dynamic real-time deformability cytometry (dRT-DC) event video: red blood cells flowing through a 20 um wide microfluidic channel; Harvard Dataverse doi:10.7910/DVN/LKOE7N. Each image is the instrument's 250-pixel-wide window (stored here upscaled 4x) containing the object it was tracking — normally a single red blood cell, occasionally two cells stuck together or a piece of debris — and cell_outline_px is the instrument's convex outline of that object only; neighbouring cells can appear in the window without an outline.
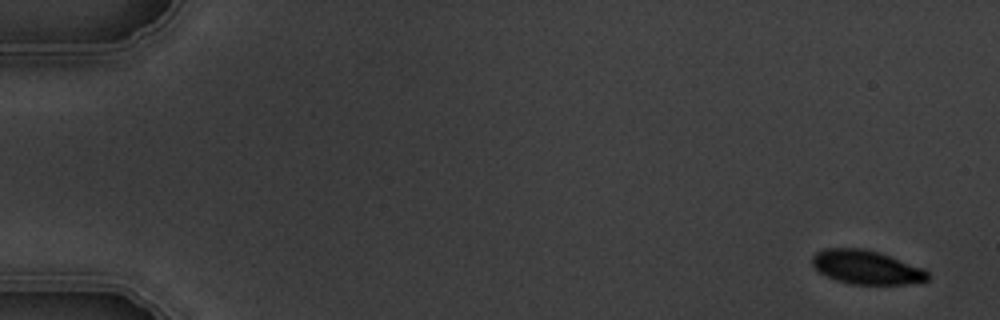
{"species": "common noctule bat (a hibernating species)", "species_latin": "Nyctalus noctula", "temperature_condition": "warm", "stored_images_in_passage": 6, "camera_frame_rate_fps": 3000, "um_per_image_px": 0.085, "animal": {"sex": "male", "body_mass_g": 19.5, "forearm_length_mm": 54.6}, "frame": {"image": 1, "passage_image": 1, "time_ms": 0.0, "image_size_px": [1000, 320], "cell_outline_px": [[928, 280], [904, 284], [852, 284], [836, 280], [820, 272], [812, 264], [812, 256], [816, 252], [824, 248], [860, 248], [880, 252], [924, 268], [928, 272]], "centroid_in_image_um": [73.64, 22.7], "position_along_channel_um": 11.4, "area_um2": 22.72}}
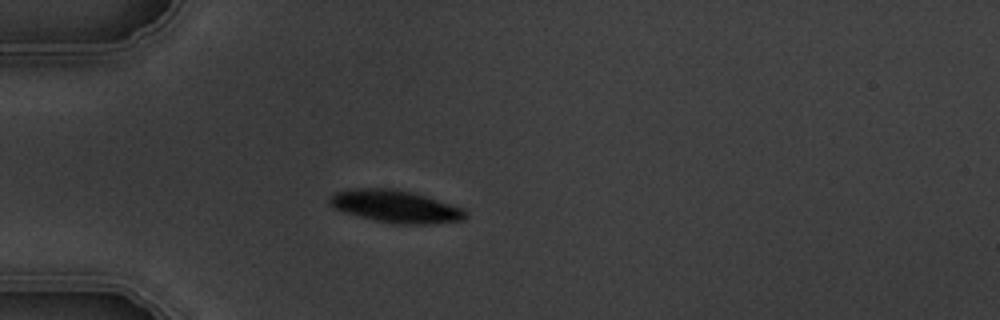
{"frame": {"image": 2, "passage_image": 5, "time_ms": 4.667, "image_size_px": [1000, 320], "cell_outline_px": [[468, 216], [464, 220], [432, 224], [396, 224], [376, 220], [344, 212], [328, 204], [328, 200], [336, 192], [348, 188], [396, 188], [412, 192], [464, 208], [468, 212]], "centroid_in_image_um": [33.66, 17.54], "position_along_channel_um": 51.3, "area_um2": 25.78}}